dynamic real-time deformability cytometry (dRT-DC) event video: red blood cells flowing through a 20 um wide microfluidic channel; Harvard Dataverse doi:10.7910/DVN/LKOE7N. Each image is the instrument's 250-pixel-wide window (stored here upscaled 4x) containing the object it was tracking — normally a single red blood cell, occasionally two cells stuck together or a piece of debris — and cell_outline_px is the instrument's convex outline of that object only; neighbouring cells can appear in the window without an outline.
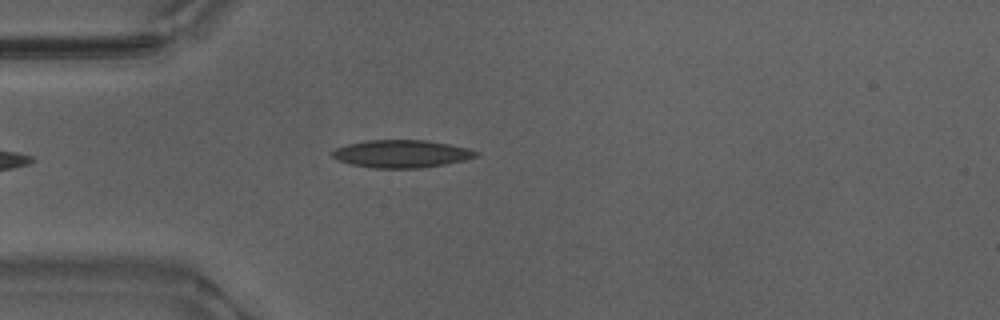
{"species": "Egyptian fruit bat (a non-hibernating species)", "species_latin": "Rousettus aegyptiacus", "temperature_condition": "warm", "stored_images_in_passage": 39, "camera_frame_rate_fps": 3000, "um_per_image_px": 0.085, "animal": {"sex": "male"}, "frame": {"image": 1, "passage_image": 1, "time_ms": 0.0, "image_size_px": [1000, 320], "cell_outline_px": [[480, 152], [476, 156], [464, 160], [444, 164], [420, 168], [372, 168], [352, 164], [336, 160], [332, 156], [332, 152], [336, 148], [348, 144], [364, 140], [428, 140], [468, 148]], "centroid_in_image_um": [34.11, 13.07], "position_along_channel_um": 50.9, "area_um2": 23.12}}
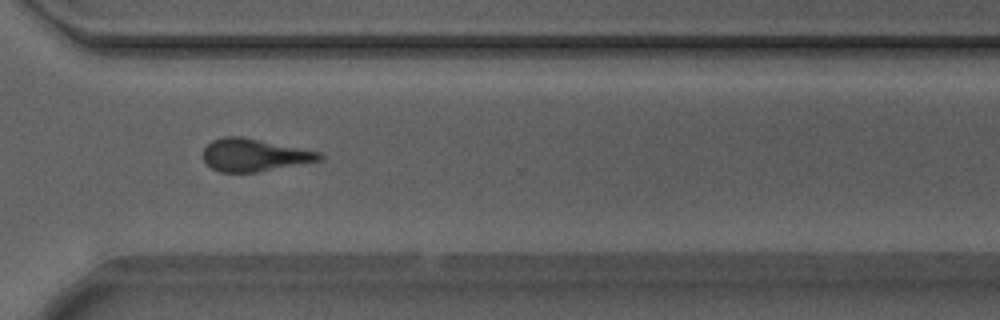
{"frame": {"image": 2, "passage_image": 25, "time_ms": 8.0, "image_size_px": [1000, 320], "cell_outline_px": [[324, 160], [256, 172], [220, 172], [212, 168], [204, 160], [204, 148], [212, 140], [224, 136], [240, 136], [320, 152], [324, 156]], "centroid_in_image_um": [21.63, 13.18], "position_along_channel_um": 349.0, "area_um2": 21.91}}
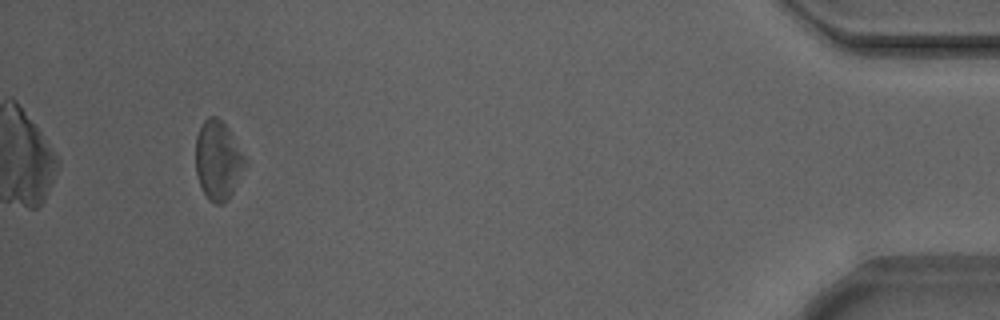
{"frame": {"image": 3, "passage_image": 36, "time_ms": 11.667, "image_size_px": [1000, 320], "cell_outline_px": [[248, 164], [228, 200], [220, 204], [216, 204], [208, 200], [200, 184], [196, 172], [196, 136], [200, 124], [208, 116], [216, 116], [228, 128], [248, 160]], "centroid_in_image_um": [18.55, 13.62], "position_along_channel_um": 416.6, "area_um2": 23.0}, "authors_computed_cell_mechanics": {"area_um2": 22.5998, "velocity_mm_per_s": 3.8539, "shape_relaxation_time_tau1_ms": 6.1626, "shape_relaxation_time_tau2_ms": 4.2863, "deformation_change_tau1": 0.1525, "deformation_change_tau2": 0.142}}